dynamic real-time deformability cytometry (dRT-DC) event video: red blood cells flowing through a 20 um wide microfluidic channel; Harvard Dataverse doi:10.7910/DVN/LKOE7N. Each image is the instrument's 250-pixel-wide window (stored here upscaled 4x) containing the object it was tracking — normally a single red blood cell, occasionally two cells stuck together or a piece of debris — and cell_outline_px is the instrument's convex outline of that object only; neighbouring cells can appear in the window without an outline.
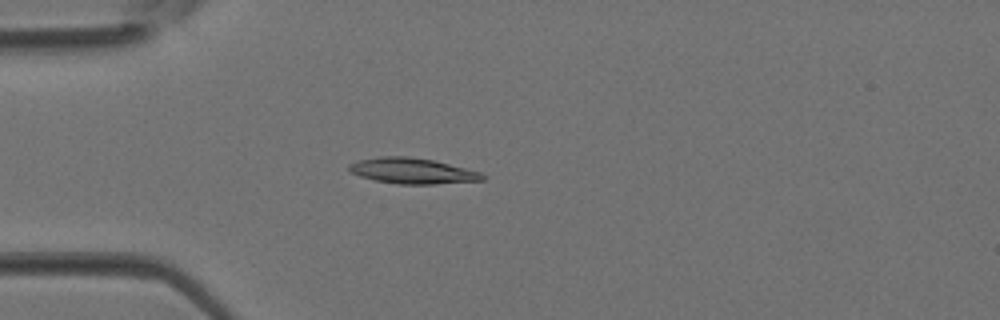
{"species": "Egyptian fruit bat (a non-hibernating species)", "species_latin": "Rousettus aegyptiacus", "temperature_condition": "room temperature", "stored_images_in_passage": 4, "camera_frame_rate_fps": 3000, "um_per_image_px": 0.085, "animal": {"sex": "female"}, "frame": {"image": 1, "passage_image": 4, "time_ms": 1.0, "image_size_px": [1000, 320], "cell_outline_px": [[488, 176], [484, 180], [436, 184], [396, 184], [376, 180], [360, 176], [352, 172], [348, 168], [348, 164], [356, 160], [380, 156], [408, 156], [432, 160], [480, 172]], "centroid_in_image_um": [35.04, 14.52], "position_along_channel_um": 50.0, "area_um2": 19.94}}